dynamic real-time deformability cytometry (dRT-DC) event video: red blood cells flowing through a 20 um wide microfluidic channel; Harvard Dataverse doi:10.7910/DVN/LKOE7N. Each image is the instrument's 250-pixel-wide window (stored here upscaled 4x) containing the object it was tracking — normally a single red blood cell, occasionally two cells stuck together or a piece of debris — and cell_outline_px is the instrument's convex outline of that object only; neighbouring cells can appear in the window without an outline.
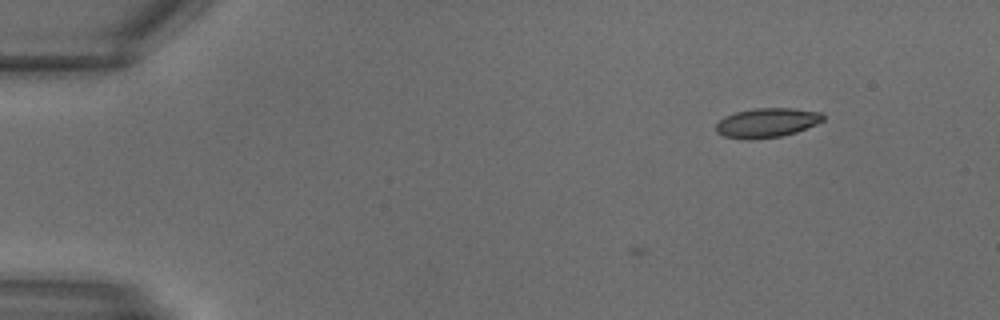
{"species": "common noctule bat (a hibernating species)", "species_latin": "Nyctalus noctula", "temperature_condition": "warm", "stored_images_in_passage": 3, "camera_frame_rate_fps": 3000, "um_per_image_px": 0.085, "animal": {"sex": "male", "body_mass_g": 18.8}, "frame": {"image": 1, "passage_image": 3, "time_ms": 0.667, "image_size_px": [1000, 320], "cell_outline_px": [[824, 120], [816, 124], [796, 132], [780, 136], [748, 140], [724, 136], [716, 132], [716, 124], [724, 116], [736, 112], [756, 108], [792, 108], [824, 112]], "centroid_in_image_um": [65.2, 10.42], "position_along_channel_um": 19.8, "area_um2": 18.38}}